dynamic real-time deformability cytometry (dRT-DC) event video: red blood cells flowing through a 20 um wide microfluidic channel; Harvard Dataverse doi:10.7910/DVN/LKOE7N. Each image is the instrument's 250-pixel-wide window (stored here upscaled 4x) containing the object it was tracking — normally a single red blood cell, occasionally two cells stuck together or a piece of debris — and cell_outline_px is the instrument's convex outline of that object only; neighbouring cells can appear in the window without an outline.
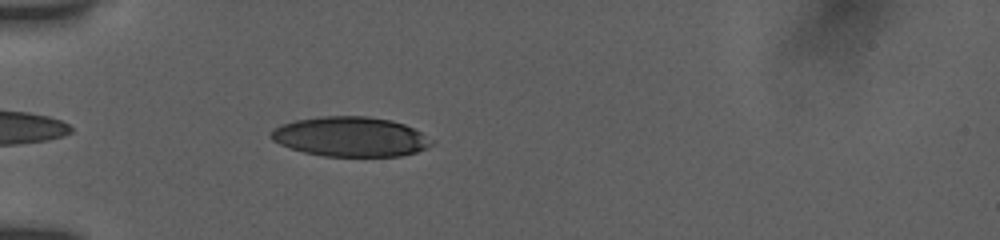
{"species": "human", "species_latin": "Homo sapiens", "temperature_condition": "room temperature", "stored_images_in_passage": 9, "camera_frame_rate_fps": 3000, "um_per_image_px": 0.085, "donor": {"sex": "female"}, "frame": {"image": 1, "passage_image": 1, "time_ms": 0.0, "image_size_px": [1000, 240], "cell_outline_px": [[436, 140], [432, 144], [416, 152], [400, 156], [324, 156], [304, 152], [280, 144], [272, 140], [268, 136], [280, 124], [296, 120], [320, 116], [368, 116], [392, 120], [404, 124]], "centroid_in_image_um": [29.8, 11.61], "position_along_channel_um": 55.2, "area_um2": 37.17}}
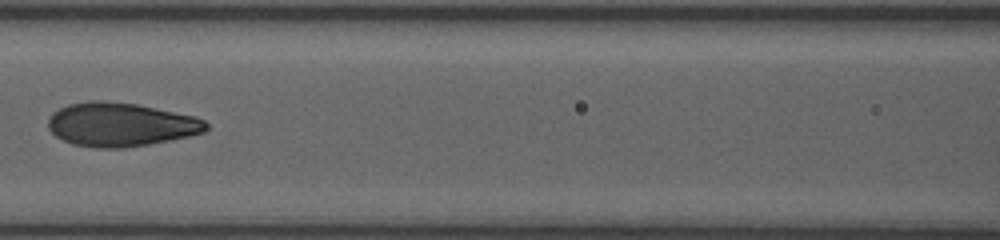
{"frame": {"image": 2, "passage_image": 6, "time_ms": 3.0, "image_size_px": [1000, 240], "cell_outline_px": [[208, 128], [204, 132], [188, 136], [148, 144], [124, 148], [96, 148], [72, 144], [56, 136], [48, 128], [48, 120], [52, 112], [68, 104], [92, 100], [104, 100], [136, 104], [192, 116], [204, 120], [208, 124]], "centroid_in_image_um": [10.21, 10.58], "position_along_channel_um": 156.4, "area_um2": 40.06}}
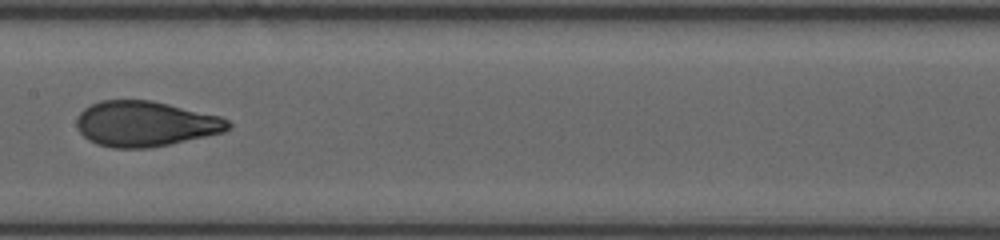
{"frame": {"image": 3, "passage_image": 8, "time_ms": 4.0, "image_size_px": [1000, 240], "cell_outline_px": [[232, 124], [224, 132], [152, 148], [112, 148], [96, 144], [88, 140], [80, 132], [76, 124], [76, 120], [80, 112], [84, 108], [100, 100], [152, 100], [220, 116], [228, 120]], "centroid_in_image_um": [12.34, 10.53], "position_along_channel_um": 195.1, "area_um2": 40.11}}